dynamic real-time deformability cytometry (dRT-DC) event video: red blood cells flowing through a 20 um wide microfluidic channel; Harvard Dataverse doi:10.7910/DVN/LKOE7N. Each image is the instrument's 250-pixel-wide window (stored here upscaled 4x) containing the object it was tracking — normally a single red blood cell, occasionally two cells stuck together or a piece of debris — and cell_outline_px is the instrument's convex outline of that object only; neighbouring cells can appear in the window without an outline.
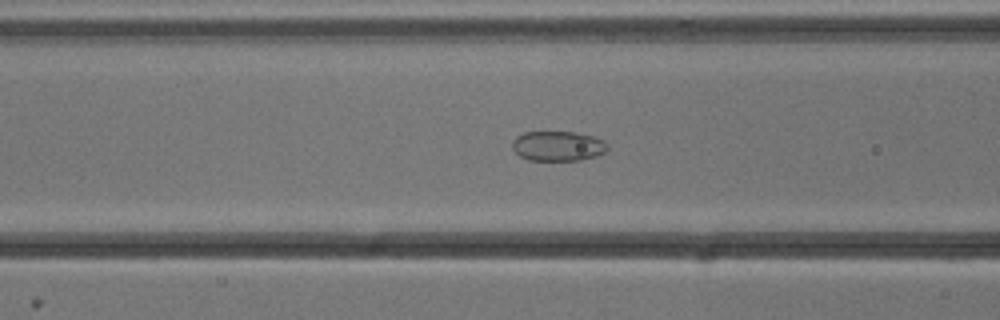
{"species": "common noctule bat (a hibernating species)", "species_latin": "Nyctalus noctula", "temperature_condition": "cold", "stored_images_in_passage": 39, "camera_frame_rate_fps": 3000, "um_per_image_px": 0.085, "animal": {"sex": "male", "body_mass_g": 13.3}, "frame": {"image": 1, "passage_image": 7, "time_ms": 2.0, "image_size_px": [1000, 320], "cell_outline_px": [[608, 148], [604, 152], [596, 156], [580, 160], [528, 160], [520, 156], [512, 148], [512, 140], [516, 136], [524, 132], [576, 132], [592, 136], [604, 140], [608, 144]], "centroid_in_image_um": [47.41, 12.41], "position_along_channel_um": 119.2, "area_um2": 16.65}}
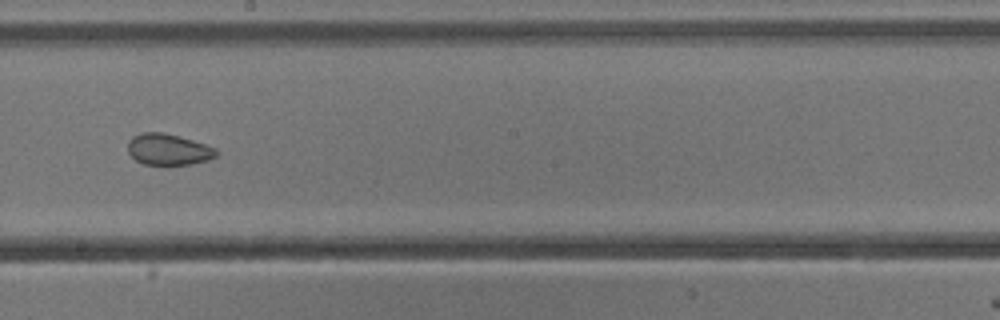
{"frame": {"image": 2, "passage_image": 16, "time_ms": 5.0, "image_size_px": [1000, 320], "cell_outline_px": [[220, 152], [216, 156], [208, 160], [192, 164], [168, 168], [144, 164], [136, 160], [128, 152], [128, 140], [132, 136], [140, 132], [160, 132], [180, 136], [216, 148]], "centroid_in_image_um": [14.31, 12.75], "position_along_channel_um": 233.9, "area_um2": 16.82}}
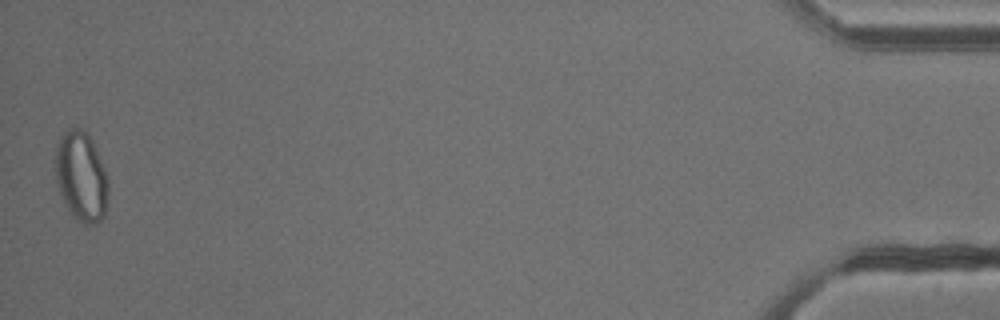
{"frame": {"image": 3, "passage_image": 39, "time_ms": 12.667, "image_size_px": [1000, 320], "cell_outline_px": [[108, 192], [104, 216], [96, 224], [84, 224], [72, 216], [64, 204], [60, 196], [56, 184], [56, 144], [60, 136], [68, 128], [80, 128], [92, 140], [108, 176]], "centroid_in_image_um": [6.89, 15.02], "position_along_channel_um": 428.3, "area_um2": 27.86}, "authors_computed_cell_mechanics": {"area_um2": 18.0336, "velocity_mm_per_s": 3.8151, "shape_relaxation_time_tau1_ms": null, "shape_relaxation_time_tau2_ms": 1.8003, "deformation_change_tau1": null, "deformation_change_tau2": 0.0599}}